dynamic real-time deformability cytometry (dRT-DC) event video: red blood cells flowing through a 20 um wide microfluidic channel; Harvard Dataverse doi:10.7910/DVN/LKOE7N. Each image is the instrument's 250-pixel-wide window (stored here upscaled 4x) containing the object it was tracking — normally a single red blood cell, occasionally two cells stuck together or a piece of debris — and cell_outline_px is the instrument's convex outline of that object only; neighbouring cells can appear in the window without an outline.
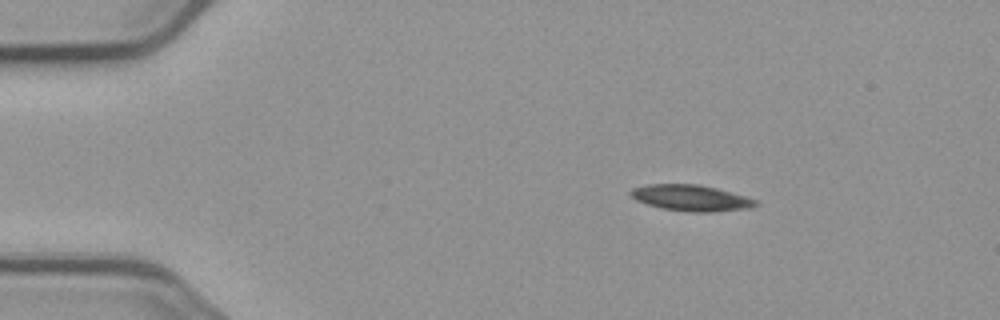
{"species": "common noctule bat (a hibernating species)", "species_latin": "Nyctalus noctula", "temperature_condition": "cold", "stored_images_in_passage": 3, "camera_frame_rate_fps": 3000, "um_per_image_px": 0.085, "animal": {"sex": "male", "body_mass_g": 23.1, "forearm_length_mm": 52.7}, "frame": {"image": 1, "passage_image": 1, "time_ms": 0.0, "image_size_px": [1000, 320], "cell_outline_px": [[760, 204], [752, 208], [712, 212], [692, 212], [660, 208], [636, 200], [628, 192], [632, 188], [648, 184], [700, 184], [716, 188], [744, 196], [756, 200]], "centroid_in_image_um": [58.74, 16.82], "position_along_channel_um": 26.3, "area_um2": 19.02}}